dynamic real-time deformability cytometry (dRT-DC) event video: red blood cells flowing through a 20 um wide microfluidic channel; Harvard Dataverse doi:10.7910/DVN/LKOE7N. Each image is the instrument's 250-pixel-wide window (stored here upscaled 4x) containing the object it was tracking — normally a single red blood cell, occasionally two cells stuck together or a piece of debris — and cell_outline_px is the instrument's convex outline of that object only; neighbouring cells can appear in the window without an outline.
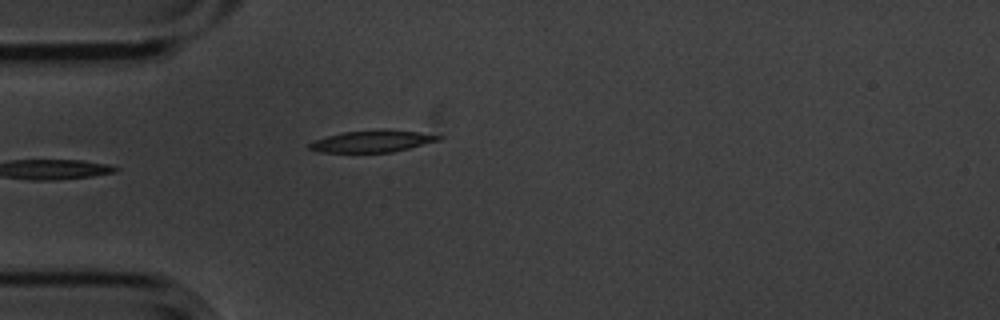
{"species": "common noctule bat (a hibernating species)", "species_latin": "Nyctalus noctula", "temperature_condition": "cold", "stored_images_in_passage": 5, "camera_frame_rate_fps": 3000, "um_per_image_px": 0.085, "animal": {"sex": "male", "body_mass_g": 20.1, "forearm_length_mm": 53.5}, "frame": {"image": 1, "passage_image": 5, "time_ms": 1.333, "image_size_px": [1000, 320], "cell_outline_px": [[444, 136], [440, 140], [392, 152], [320, 152], [308, 148], [308, 144], [316, 140], [328, 136], [344, 132], [384, 128], [420, 132]], "centroid_in_image_um": [31.68, 11.99], "position_along_channel_um": 53.3, "area_um2": 16.42}}